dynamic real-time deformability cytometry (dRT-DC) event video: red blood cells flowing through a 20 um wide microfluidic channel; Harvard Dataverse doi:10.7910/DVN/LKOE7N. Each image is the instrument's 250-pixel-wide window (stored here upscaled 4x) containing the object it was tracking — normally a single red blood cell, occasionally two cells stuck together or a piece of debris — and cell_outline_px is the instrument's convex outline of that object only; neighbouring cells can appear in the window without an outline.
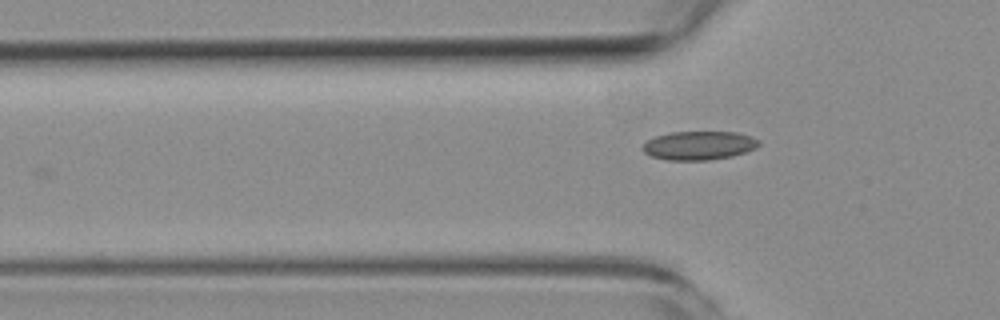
{"species": "common noctule bat (a hibernating species)", "species_latin": "Nyctalus noctula", "temperature_condition": "room temperature", "stored_images_in_passage": 6, "camera_frame_rate_fps": 3000, "um_per_image_px": 0.085, "animal": {"sex": "female", "body_mass_g": 19.3, "forearm_length_mm": 54.1}, "frame": {"image": 1, "passage_image": 6, "time_ms": 7.0, "image_size_px": [1000, 320], "cell_outline_px": [[760, 144], [756, 148], [732, 156], [708, 160], [668, 160], [652, 156], [644, 152], [640, 148], [648, 140], [656, 136], [672, 132], [736, 132], [752, 136], [760, 140]], "centroid_in_image_um": [59.43, 12.36], "position_along_channel_um": 66.4, "area_um2": 19.42}}